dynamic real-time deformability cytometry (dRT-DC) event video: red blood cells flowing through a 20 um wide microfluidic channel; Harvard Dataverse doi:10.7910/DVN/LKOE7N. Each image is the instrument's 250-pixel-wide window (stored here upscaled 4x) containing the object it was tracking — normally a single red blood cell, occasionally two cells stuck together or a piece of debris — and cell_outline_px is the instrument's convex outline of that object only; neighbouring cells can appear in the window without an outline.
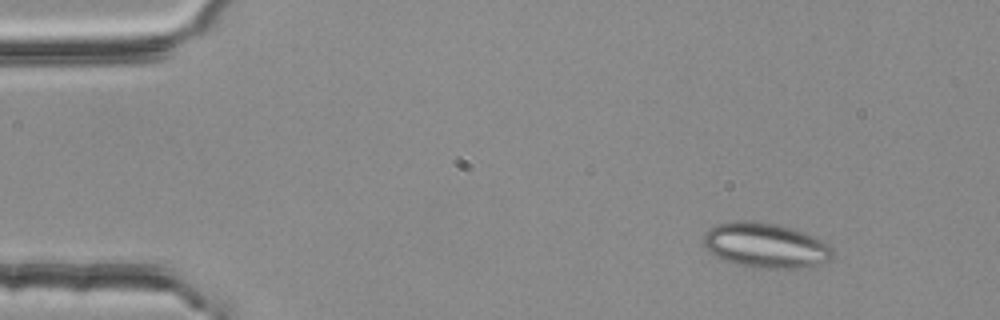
{"species": "common noctule bat (a hibernating species)", "species_latin": "Nyctalus noctula", "temperature_condition": "room temperature", "stored_images_in_passage": 3, "camera_frame_rate_fps": 3000, "um_per_image_px": 0.085, "animal": {"sex": "female", "body_mass_g": 25.1}, "frame": {"image": 1, "passage_image": 1, "time_ms": 0.0, "image_size_px": [1000, 320], "cell_outline_px": [[836, 252], [828, 260], [812, 268], [752, 268], [736, 264], [712, 256], [704, 248], [704, 236], [708, 228], [716, 224], [732, 220], [744, 220], [776, 224], [792, 228], [804, 232], [824, 240]], "centroid_in_image_um": [65.07, 20.87], "position_along_channel_um": 19.9, "area_um2": 34.56}}